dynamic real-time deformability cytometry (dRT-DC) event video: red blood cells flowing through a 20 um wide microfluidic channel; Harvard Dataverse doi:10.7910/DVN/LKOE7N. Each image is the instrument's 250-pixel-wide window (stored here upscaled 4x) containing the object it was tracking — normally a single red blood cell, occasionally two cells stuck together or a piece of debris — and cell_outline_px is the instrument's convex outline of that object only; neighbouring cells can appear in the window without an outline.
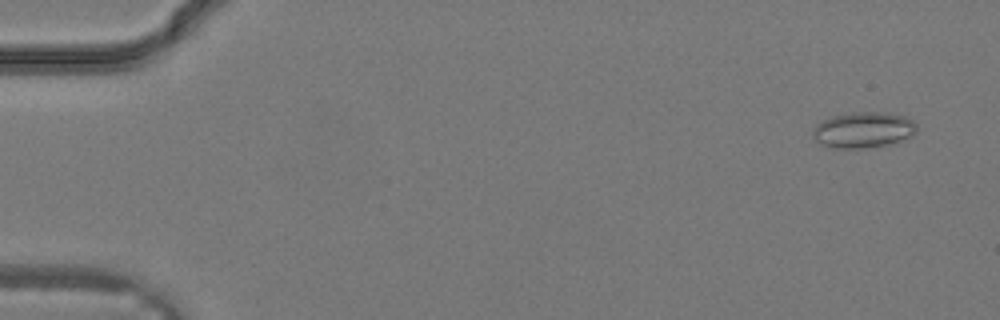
{"species": "common noctule bat (a hibernating species)", "species_latin": "Nyctalus noctula", "temperature_condition": "warm", "stored_images_in_passage": 11, "camera_frame_rate_fps": 3000, "um_per_image_px": 0.085, "animal": {"sex": "male", "body_mass_g": 19.2, "forearm_length_mm": 51.8}, "frame": {"image": 1, "passage_image": 2, "time_ms": 0.333, "image_size_px": [1000, 320], "cell_outline_px": [[916, 132], [892, 144], [864, 148], [828, 148], [820, 144], [812, 136], [812, 128], [816, 124], [832, 116], [852, 112], [884, 112], [904, 116], [912, 120], [916, 124]], "centroid_in_image_um": [73.33, 11.05], "position_along_channel_um": 11.7, "area_um2": 21.79}}